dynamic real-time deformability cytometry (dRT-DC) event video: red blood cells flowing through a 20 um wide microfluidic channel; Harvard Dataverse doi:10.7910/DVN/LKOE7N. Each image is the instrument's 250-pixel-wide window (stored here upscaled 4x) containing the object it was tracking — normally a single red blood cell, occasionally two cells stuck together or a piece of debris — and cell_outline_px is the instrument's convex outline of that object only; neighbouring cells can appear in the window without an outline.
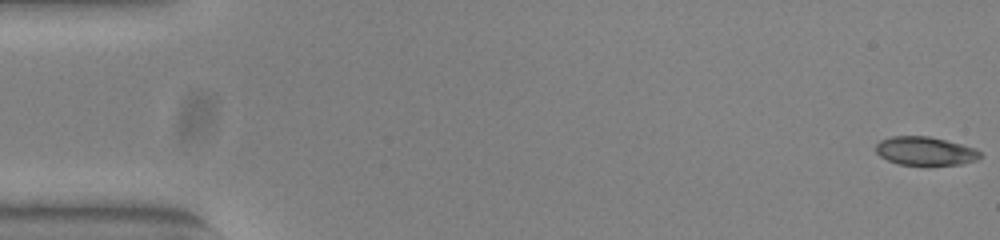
{"species": "common noctule bat (a hibernating species)", "species_latin": "Nyctalus noctula", "temperature_condition": "warm", "stored_images_in_passage": 53, "camera_frame_rate_fps": 3000, "um_per_image_px": 0.085, "animal": {"sex": "female", "body_mass_g": 23.0, "forearm_length_mm": 53.4}, "frame": {"image": 1, "passage_image": 1, "time_ms": 0.0, "image_size_px": [1000, 240], "cell_outline_px": [[984, 156], [976, 160], [960, 164], [928, 168], [924, 168], [900, 164], [888, 160], [880, 156], [876, 152], [876, 144], [880, 140], [892, 136], [928, 136], [976, 148]], "centroid_in_image_um": [78.66, 12.89], "position_along_channel_um": 6.3, "area_um2": 18.03}}
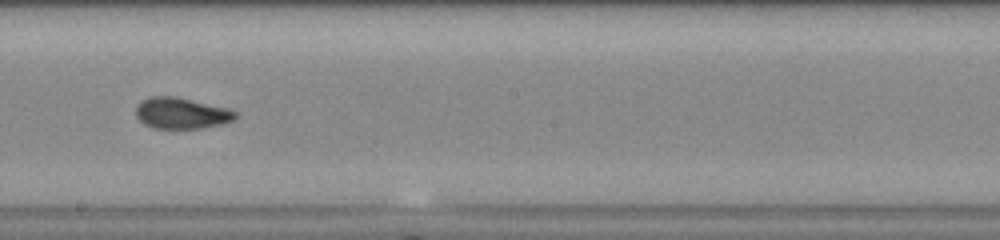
{"frame": {"image": 2, "passage_image": 30, "time_ms": 9.667, "image_size_px": [1000, 240], "cell_outline_px": [[236, 116], [232, 120], [220, 124], [200, 128], [152, 128], [144, 124], [136, 116], [136, 104], [140, 100], [152, 96], [176, 96], [228, 108], [236, 112]], "centroid_in_image_um": [15.37, 9.6], "position_along_channel_um": 232.8, "area_um2": 18.03}}
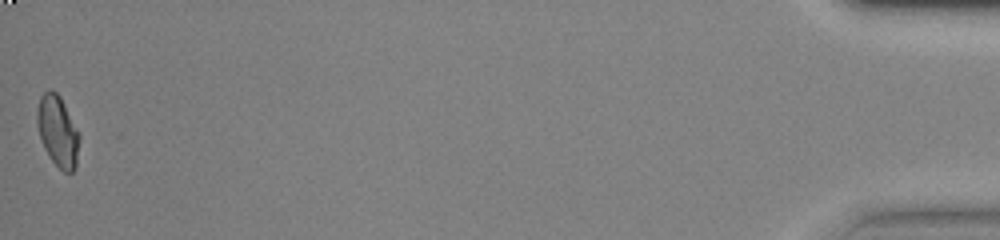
{"frame": {"image": 3, "passage_image": 53, "time_ms": 17.333, "image_size_px": [1000, 240], "cell_outline_px": [[80, 136], [76, 168], [72, 172], [64, 172], [48, 156], [44, 148], [36, 124], [36, 112], [40, 96], [44, 92], [52, 88], [60, 96]], "centroid_in_image_um": [4.89, 11.14], "position_along_channel_um": 430.3, "area_um2": 17.46}, "authors_computed_cell_mechanics": {"area_um2": 18.0336, "velocity_mm_per_s": 3.8945, "shape_relaxation_time_tau1_ms": 3.8486, "shape_relaxation_time_tau2_ms": 1.404, "deformation_change_tau1": 0.1662, "deformation_change_tau2": 0.0564}}